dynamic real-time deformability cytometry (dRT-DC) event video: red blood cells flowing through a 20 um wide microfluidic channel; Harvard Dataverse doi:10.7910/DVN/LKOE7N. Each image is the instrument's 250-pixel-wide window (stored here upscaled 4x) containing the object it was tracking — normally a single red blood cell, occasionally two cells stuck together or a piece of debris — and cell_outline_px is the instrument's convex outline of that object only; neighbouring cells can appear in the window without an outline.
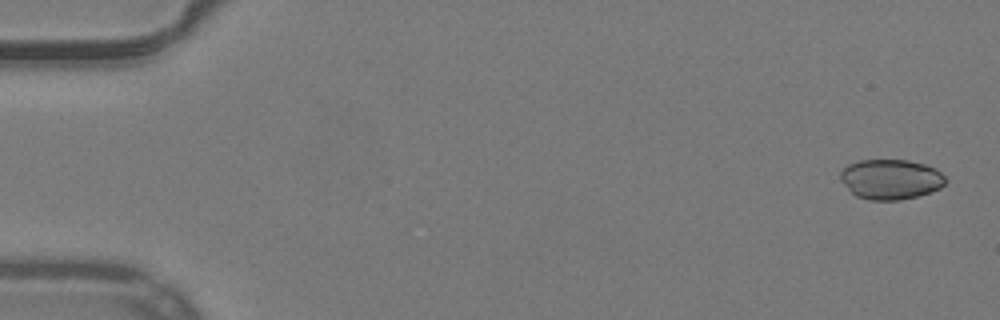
{"species": "common noctule bat (a hibernating species)", "species_latin": "Nyctalus noctula", "temperature_condition": "warm", "stored_images_in_passage": 52, "camera_frame_rate_fps": 3000, "um_per_image_px": 0.085, "animal": {"sex": "male", "body_mass_g": 19.2, "forearm_length_mm": 51.8}, "frame": {"image": 1, "passage_image": 2, "time_ms": 0.333, "image_size_px": [1000, 320], "cell_outline_px": [[948, 180], [940, 188], [932, 192], [900, 200], [868, 200], [856, 196], [840, 180], [840, 172], [848, 164], [860, 160], [908, 160], [924, 164], [936, 168]], "centroid_in_image_um": [75.72, 15.24], "position_along_channel_um": 9.3, "area_um2": 24.62}}
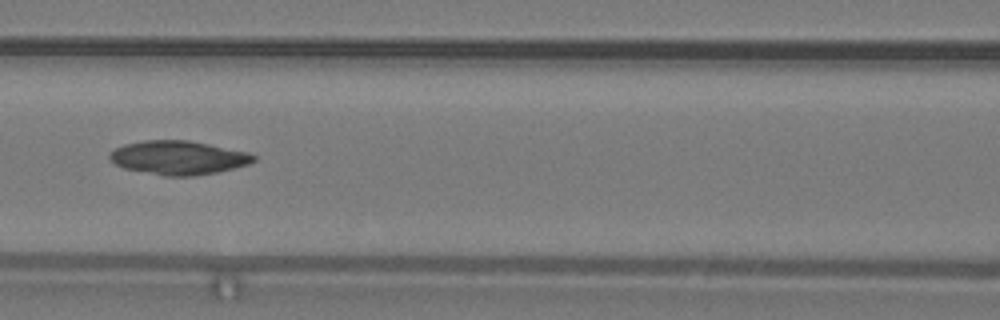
{"frame": {"image": 2, "passage_image": 24, "time_ms": 7.667, "image_size_px": [1000, 320], "cell_outline_px": [[256, 160], [248, 164], [216, 172], [192, 176], [164, 176], [124, 168], [116, 164], [108, 156], [108, 152], [124, 144], [144, 140], [188, 140], [248, 152], [256, 156]], "centroid_in_image_um": [15.14, 13.4], "position_along_channel_um": 151.5, "area_um2": 28.21}}
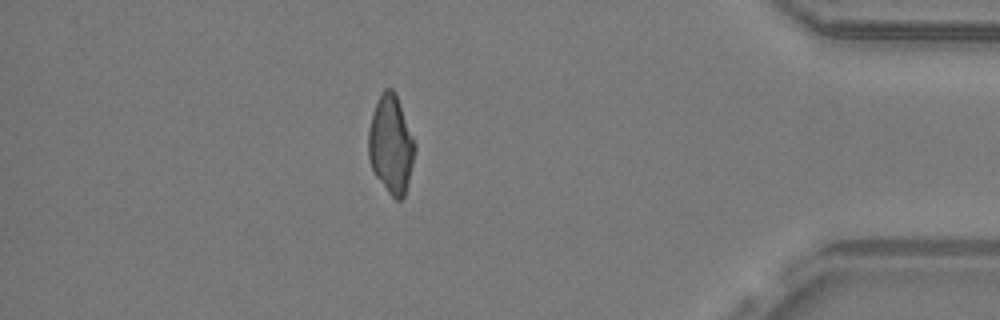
{"frame": {"image": 3, "passage_image": 46, "time_ms": 15.0, "image_size_px": [1000, 320], "cell_outline_px": [[416, 152], [404, 196], [400, 200], [396, 200], [388, 192], [372, 172], [368, 156], [368, 128], [376, 104], [384, 88], [392, 88], [396, 92], [416, 144]], "centroid_in_image_um": [33.23, 12.28], "position_along_channel_um": 402.0, "area_um2": 26.7}, "authors_computed_cell_mechanics": {"area_um2": 27.166, "velocity_mm_per_s": 3.9793, "shape_relaxation_time_tau1_ms": null, "shape_relaxation_time_tau2_ms": 9.1508, "deformation_change_tau1": null, "deformation_change_tau2": 0.1485}}